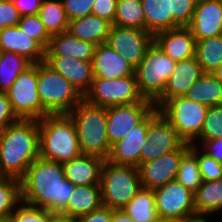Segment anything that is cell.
I'll return each instance as SVG.
<instances>
[{
  "mask_svg": "<svg viewBox=\"0 0 222 222\" xmlns=\"http://www.w3.org/2000/svg\"><path fill=\"white\" fill-rule=\"evenodd\" d=\"M197 0H168L169 13L180 26L187 27L192 19Z\"/></svg>",
  "mask_w": 222,
  "mask_h": 222,
  "instance_id": "60d3db41",
  "label": "cell"
},
{
  "mask_svg": "<svg viewBox=\"0 0 222 222\" xmlns=\"http://www.w3.org/2000/svg\"><path fill=\"white\" fill-rule=\"evenodd\" d=\"M97 45L82 41L68 31L51 36L45 56H67L82 61H91Z\"/></svg>",
  "mask_w": 222,
  "mask_h": 222,
  "instance_id": "cb8c5ba5",
  "label": "cell"
},
{
  "mask_svg": "<svg viewBox=\"0 0 222 222\" xmlns=\"http://www.w3.org/2000/svg\"><path fill=\"white\" fill-rule=\"evenodd\" d=\"M91 62L94 78L112 80L135 74V68L107 43L96 47Z\"/></svg>",
  "mask_w": 222,
  "mask_h": 222,
  "instance_id": "ffe728a7",
  "label": "cell"
},
{
  "mask_svg": "<svg viewBox=\"0 0 222 222\" xmlns=\"http://www.w3.org/2000/svg\"><path fill=\"white\" fill-rule=\"evenodd\" d=\"M32 63L13 52H0V92H6Z\"/></svg>",
  "mask_w": 222,
  "mask_h": 222,
  "instance_id": "d6a6232c",
  "label": "cell"
},
{
  "mask_svg": "<svg viewBox=\"0 0 222 222\" xmlns=\"http://www.w3.org/2000/svg\"><path fill=\"white\" fill-rule=\"evenodd\" d=\"M159 218L185 222L196 216L194 193L176 180L153 189Z\"/></svg>",
  "mask_w": 222,
  "mask_h": 222,
  "instance_id": "7c38bea8",
  "label": "cell"
},
{
  "mask_svg": "<svg viewBox=\"0 0 222 222\" xmlns=\"http://www.w3.org/2000/svg\"><path fill=\"white\" fill-rule=\"evenodd\" d=\"M17 26L46 50L51 36L48 34L38 15L21 16Z\"/></svg>",
  "mask_w": 222,
  "mask_h": 222,
  "instance_id": "f35d334b",
  "label": "cell"
},
{
  "mask_svg": "<svg viewBox=\"0 0 222 222\" xmlns=\"http://www.w3.org/2000/svg\"><path fill=\"white\" fill-rule=\"evenodd\" d=\"M21 180V202L58 214L75 186L66 180L63 165L38 157Z\"/></svg>",
  "mask_w": 222,
  "mask_h": 222,
  "instance_id": "6da1fadb",
  "label": "cell"
},
{
  "mask_svg": "<svg viewBox=\"0 0 222 222\" xmlns=\"http://www.w3.org/2000/svg\"><path fill=\"white\" fill-rule=\"evenodd\" d=\"M95 0H62L68 20H74L92 14Z\"/></svg>",
  "mask_w": 222,
  "mask_h": 222,
  "instance_id": "b9f144b4",
  "label": "cell"
},
{
  "mask_svg": "<svg viewBox=\"0 0 222 222\" xmlns=\"http://www.w3.org/2000/svg\"><path fill=\"white\" fill-rule=\"evenodd\" d=\"M117 2L118 0H95L92 7V14L114 24Z\"/></svg>",
  "mask_w": 222,
  "mask_h": 222,
  "instance_id": "ee69618b",
  "label": "cell"
},
{
  "mask_svg": "<svg viewBox=\"0 0 222 222\" xmlns=\"http://www.w3.org/2000/svg\"><path fill=\"white\" fill-rule=\"evenodd\" d=\"M201 145L199 148L216 161L222 163V135L215 140H205Z\"/></svg>",
  "mask_w": 222,
  "mask_h": 222,
  "instance_id": "7dc6e473",
  "label": "cell"
},
{
  "mask_svg": "<svg viewBox=\"0 0 222 222\" xmlns=\"http://www.w3.org/2000/svg\"><path fill=\"white\" fill-rule=\"evenodd\" d=\"M52 222H75V219L56 214Z\"/></svg>",
  "mask_w": 222,
  "mask_h": 222,
  "instance_id": "f907efd6",
  "label": "cell"
},
{
  "mask_svg": "<svg viewBox=\"0 0 222 222\" xmlns=\"http://www.w3.org/2000/svg\"><path fill=\"white\" fill-rule=\"evenodd\" d=\"M196 157L203 181H215L222 178V163L210 157L199 146L190 144L189 149Z\"/></svg>",
  "mask_w": 222,
  "mask_h": 222,
  "instance_id": "8d00e7d4",
  "label": "cell"
},
{
  "mask_svg": "<svg viewBox=\"0 0 222 222\" xmlns=\"http://www.w3.org/2000/svg\"><path fill=\"white\" fill-rule=\"evenodd\" d=\"M184 143L169 120L155 108L148 115V131L141 150L140 165L173 152Z\"/></svg>",
  "mask_w": 222,
  "mask_h": 222,
  "instance_id": "8fae6325",
  "label": "cell"
},
{
  "mask_svg": "<svg viewBox=\"0 0 222 222\" xmlns=\"http://www.w3.org/2000/svg\"><path fill=\"white\" fill-rule=\"evenodd\" d=\"M145 30L153 36L158 32L180 27L169 13L168 0H141Z\"/></svg>",
  "mask_w": 222,
  "mask_h": 222,
  "instance_id": "83f0119b",
  "label": "cell"
},
{
  "mask_svg": "<svg viewBox=\"0 0 222 222\" xmlns=\"http://www.w3.org/2000/svg\"><path fill=\"white\" fill-rule=\"evenodd\" d=\"M153 41L175 62L195 57L196 39L188 27L158 32Z\"/></svg>",
  "mask_w": 222,
  "mask_h": 222,
  "instance_id": "44dd1931",
  "label": "cell"
},
{
  "mask_svg": "<svg viewBox=\"0 0 222 222\" xmlns=\"http://www.w3.org/2000/svg\"><path fill=\"white\" fill-rule=\"evenodd\" d=\"M20 17L21 15L15 8L14 2L0 0V30L6 27L17 26Z\"/></svg>",
  "mask_w": 222,
  "mask_h": 222,
  "instance_id": "7bdbcfd3",
  "label": "cell"
},
{
  "mask_svg": "<svg viewBox=\"0 0 222 222\" xmlns=\"http://www.w3.org/2000/svg\"><path fill=\"white\" fill-rule=\"evenodd\" d=\"M209 107L178 96L168 99L160 108V112L169 120L180 138L188 144L196 143L201 134Z\"/></svg>",
  "mask_w": 222,
  "mask_h": 222,
  "instance_id": "ba28073f",
  "label": "cell"
},
{
  "mask_svg": "<svg viewBox=\"0 0 222 222\" xmlns=\"http://www.w3.org/2000/svg\"><path fill=\"white\" fill-rule=\"evenodd\" d=\"M111 222H134L123 210H112Z\"/></svg>",
  "mask_w": 222,
  "mask_h": 222,
  "instance_id": "681fc988",
  "label": "cell"
},
{
  "mask_svg": "<svg viewBox=\"0 0 222 222\" xmlns=\"http://www.w3.org/2000/svg\"><path fill=\"white\" fill-rule=\"evenodd\" d=\"M195 58L204 73H212L222 63V35L196 41Z\"/></svg>",
  "mask_w": 222,
  "mask_h": 222,
  "instance_id": "1f68e13d",
  "label": "cell"
},
{
  "mask_svg": "<svg viewBox=\"0 0 222 222\" xmlns=\"http://www.w3.org/2000/svg\"><path fill=\"white\" fill-rule=\"evenodd\" d=\"M153 102L143 99L127 105H117L107 108V135L112 146L123 139L128 132L140 124L153 110Z\"/></svg>",
  "mask_w": 222,
  "mask_h": 222,
  "instance_id": "4fadbf2b",
  "label": "cell"
},
{
  "mask_svg": "<svg viewBox=\"0 0 222 222\" xmlns=\"http://www.w3.org/2000/svg\"><path fill=\"white\" fill-rule=\"evenodd\" d=\"M187 27L196 41L222 35V0H197Z\"/></svg>",
  "mask_w": 222,
  "mask_h": 222,
  "instance_id": "2e32d148",
  "label": "cell"
},
{
  "mask_svg": "<svg viewBox=\"0 0 222 222\" xmlns=\"http://www.w3.org/2000/svg\"><path fill=\"white\" fill-rule=\"evenodd\" d=\"M112 25L106 19L89 14L70 20L67 31L82 41L91 42L98 46L107 42Z\"/></svg>",
  "mask_w": 222,
  "mask_h": 222,
  "instance_id": "484cf974",
  "label": "cell"
},
{
  "mask_svg": "<svg viewBox=\"0 0 222 222\" xmlns=\"http://www.w3.org/2000/svg\"><path fill=\"white\" fill-rule=\"evenodd\" d=\"M148 131V116L127 135L112 145L108 161L119 165H140L142 146L145 143Z\"/></svg>",
  "mask_w": 222,
  "mask_h": 222,
  "instance_id": "d6986e66",
  "label": "cell"
},
{
  "mask_svg": "<svg viewBox=\"0 0 222 222\" xmlns=\"http://www.w3.org/2000/svg\"><path fill=\"white\" fill-rule=\"evenodd\" d=\"M41 3L42 0H16L14 5L21 16H26L37 15L40 10Z\"/></svg>",
  "mask_w": 222,
  "mask_h": 222,
  "instance_id": "c3c4849f",
  "label": "cell"
},
{
  "mask_svg": "<svg viewBox=\"0 0 222 222\" xmlns=\"http://www.w3.org/2000/svg\"><path fill=\"white\" fill-rule=\"evenodd\" d=\"M0 52H13L25 57L32 64L45 61V49L18 26L0 30Z\"/></svg>",
  "mask_w": 222,
  "mask_h": 222,
  "instance_id": "7402d4cb",
  "label": "cell"
},
{
  "mask_svg": "<svg viewBox=\"0 0 222 222\" xmlns=\"http://www.w3.org/2000/svg\"><path fill=\"white\" fill-rule=\"evenodd\" d=\"M134 222H154L158 214L153 189L141 187L123 208Z\"/></svg>",
  "mask_w": 222,
  "mask_h": 222,
  "instance_id": "f546056e",
  "label": "cell"
},
{
  "mask_svg": "<svg viewBox=\"0 0 222 222\" xmlns=\"http://www.w3.org/2000/svg\"><path fill=\"white\" fill-rule=\"evenodd\" d=\"M190 149V144L184 143L179 149L164 154L157 159L138 166L141 186L155 189L174 181L182 156Z\"/></svg>",
  "mask_w": 222,
  "mask_h": 222,
  "instance_id": "9a60e30c",
  "label": "cell"
},
{
  "mask_svg": "<svg viewBox=\"0 0 222 222\" xmlns=\"http://www.w3.org/2000/svg\"><path fill=\"white\" fill-rule=\"evenodd\" d=\"M0 222H10L9 218L8 219H1Z\"/></svg>",
  "mask_w": 222,
  "mask_h": 222,
  "instance_id": "11a10c76",
  "label": "cell"
},
{
  "mask_svg": "<svg viewBox=\"0 0 222 222\" xmlns=\"http://www.w3.org/2000/svg\"><path fill=\"white\" fill-rule=\"evenodd\" d=\"M68 80L84 97L93 83L92 62L67 56H45L44 61Z\"/></svg>",
  "mask_w": 222,
  "mask_h": 222,
  "instance_id": "e0dca14e",
  "label": "cell"
},
{
  "mask_svg": "<svg viewBox=\"0 0 222 222\" xmlns=\"http://www.w3.org/2000/svg\"><path fill=\"white\" fill-rule=\"evenodd\" d=\"M203 73L195 57L177 62L163 94L154 102L155 108L159 109L170 98L185 96Z\"/></svg>",
  "mask_w": 222,
  "mask_h": 222,
  "instance_id": "ac0fdd59",
  "label": "cell"
},
{
  "mask_svg": "<svg viewBox=\"0 0 222 222\" xmlns=\"http://www.w3.org/2000/svg\"><path fill=\"white\" fill-rule=\"evenodd\" d=\"M138 167L103 162L100 176L102 204L112 210L123 209L141 188Z\"/></svg>",
  "mask_w": 222,
  "mask_h": 222,
  "instance_id": "5b68a950",
  "label": "cell"
},
{
  "mask_svg": "<svg viewBox=\"0 0 222 222\" xmlns=\"http://www.w3.org/2000/svg\"><path fill=\"white\" fill-rule=\"evenodd\" d=\"M37 15L50 36L67 32L69 20L62 0H42Z\"/></svg>",
  "mask_w": 222,
  "mask_h": 222,
  "instance_id": "4dcf8cb0",
  "label": "cell"
},
{
  "mask_svg": "<svg viewBox=\"0 0 222 222\" xmlns=\"http://www.w3.org/2000/svg\"><path fill=\"white\" fill-rule=\"evenodd\" d=\"M208 219H210V218L205 217V216H197V217L189 219V220H187L185 222H209Z\"/></svg>",
  "mask_w": 222,
  "mask_h": 222,
  "instance_id": "f5cc1de1",
  "label": "cell"
},
{
  "mask_svg": "<svg viewBox=\"0 0 222 222\" xmlns=\"http://www.w3.org/2000/svg\"><path fill=\"white\" fill-rule=\"evenodd\" d=\"M102 205L100 184L78 185L71 193L67 205L58 214L75 219L91 213Z\"/></svg>",
  "mask_w": 222,
  "mask_h": 222,
  "instance_id": "d4e9b609",
  "label": "cell"
},
{
  "mask_svg": "<svg viewBox=\"0 0 222 222\" xmlns=\"http://www.w3.org/2000/svg\"><path fill=\"white\" fill-rule=\"evenodd\" d=\"M152 42L153 35L146 30L112 25L106 43L136 69Z\"/></svg>",
  "mask_w": 222,
  "mask_h": 222,
  "instance_id": "5bb4252c",
  "label": "cell"
},
{
  "mask_svg": "<svg viewBox=\"0 0 222 222\" xmlns=\"http://www.w3.org/2000/svg\"><path fill=\"white\" fill-rule=\"evenodd\" d=\"M154 222H178V221L172 219L158 218Z\"/></svg>",
  "mask_w": 222,
  "mask_h": 222,
  "instance_id": "db71d44e",
  "label": "cell"
},
{
  "mask_svg": "<svg viewBox=\"0 0 222 222\" xmlns=\"http://www.w3.org/2000/svg\"><path fill=\"white\" fill-rule=\"evenodd\" d=\"M75 123L81 154L107 160L111 148L107 135V108L95 106L85 99L68 114Z\"/></svg>",
  "mask_w": 222,
  "mask_h": 222,
  "instance_id": "277c9868",
  "label": "cell"
},
{
  "mask_svg": "<svg viewBox=\"0 0 222 222\" xmlns=\"http://www.w3.org/2000/svg\"><path fill=\"white\" fill-rule=\"evenodd\" d=\"M176 63L153 41L135 69L137 87L141 96L155 102L164 92Z\"/></svg>",
  "mask_w": 222,
  "mask_h": 222,
  "instance_id": "52a82bcc",
  "label": "cell"
},
{
  "mask_svg": "<svg viewBox=\"0 0 222 222\" xmlns=\"http://www.w3.org/2000/svg\"><path fill=\"white\" fill-rule=\"evenodd\" d=\"M37 91L43 108L50 115L69 114L84 99L68 80L45 62L38 63Z\"/></svg>",
  "mask_w": 222,
  "mask_h": 222,
  "instance_id": "8992f818",
  "label": "cell"
},
{
  "mask_svg": "<svg viewBox=\"0 0 222 222\" xmlns=\"http://www.w3.org/2000/svg\"><path fill=\"white\" fill-rule=\"evenodd\" d=\"M21 203V180L0 176V220L8 219Z\"/></svg>",
  "mask_w": 222,
  "mask_h": 222,
  "instance_id": "836d02e7",
  "label": "cell"
},
{
  "mask_svg": "<svg viewBox=\"0 0 222 222\" xmlns=\"http://www.w3.org/2000/svg\"><path fill=\"white\" fill-rule=\"evenodd\" d=\"M194 209L196 216L205 217L222 211V178L202 182L194 192Z\"/></svg>",
  "mask_w": 222,
  "mask_h": 222,
  "instance_id": "4316f807",
  "label": "cell"
},
{
  "mask_svg": "<svg viewBox=\"0 0 222 222\" xmlns=\"http://www.w3.org/2000/svg\"><path fill=\"white\" fill-rule=\"evenodd\" d=\"M38 63L20 73L6 91L12 109L19 119H35L50 115L42 106L38 91Z\"/></svg>",
  "mask_w": 222,
  "mask_h": 222,
  "instance_id": "9c48e42d",
  "label": "cell"
},
{
  "mask_svg": "<svg viewBox=\"0 0 222 222\" xmlns=\"http://www.w3.org/2000/svg\"><path fill=\"white\" fill-rule=\"evenodd\" d=\"M221 135H222V104L209 107L197 143L200 145L205 140H215L219 138Z\"/></svg>",
  "mask_w": 222,
  "mask_h": 222,
  "instance_id": "ab89813d",
  "label": "cell"
},
{
  "mask_svg": "<svg viewBox=\"0 0 222 222\" xmlns=\"http://www.w3.org/2000/svg\"><path fill=\"white\" fill-rule=\"evenodd\" d=\"M39 149L41 158L61 164L81 155L76 126L68 114L39 120Z\"/></svg>",
  "mask_w": 222,
  "mask_h": 222,
  "instance_id": "3957f363",
  "label": "cell"
},
{
  "mask_svg": "<svg viewBox=\"0 0 222 222\" xmlns=\"http://www.w3.org/2000/svg\"><path fill=\"white\" fill-rule=\"evenodd\" d=\"M185 96L207 107L221 105L222 83L212 73H203Z\"/></svg>",
  "mask_w": 222,
  "mask_h": 222,
  "instance_id": "f1b7e54d",
  "label": "cell"
},
{
  "mask_svg": "<svg viewBox=\"0 0 222 222\" xmlns=\"http://www.w3.org/2000/svg\"><path fill=\"white\" fill-rule=\"evenodd\" d=\"M56 213L21 202L9 217L10 222H52Z\"/></svg>",
  "mask_w": 222,
  "mask_h": 222,
  "instance_id": "74e56055",
  "label": "cell"
},
{
  "mask_svg": "<svg viewBox=\"0 0 222 222\" xmlns=\"http://www.w3.org/2000/svg\"><path fill=\"white\" fill-rule=\"evenodd\" d=\"M104 161L103 158L95 155L81 154L62 164L65 178L74 186L100 184Z\"/></svg>",
  "mask_w": 222,
  "mask_h": 222,
  "instance_id": "603a6c76",
  "label": "cell"
},
{
  "mask_svg": "<svg viewBox=\"0 0 222 222\" xmlns=\"http://www.w3.org/2000/svg\"><path fill=\"white\" fill-rule=\"evenodd\" d=\"M113 25L145 30V17L141 0H118Z\"/></svg>",
  "mask_w": 222,
  "mask_h": 222,
  "instance_id": "e575fe53",
  "label": "cell"
},
{
  "mask_svg": "<svg viewBox=\"0 0 222 222\" xmlns=\"http://www.w3.org/2000/svg\"><path fill=\"white\" fill-rule=\"evenodd\" d=\"M38 157L39 120L19 119L0 132V176L21 179Z\"/></svg>",
  "mask_w": 222,
  "mask_h": 222,
  "instance_id": "7a4b0ae2",
  "label": "cell"
},
{
  "mask_svg": "<svg viewBox=\"0 0 222 222\" xmlns=\"http://www.w3.org/2000/svg\"><path fill=\"white\" fill-rule=\"evenodd\" d=\"M112 209L102 205L91 213L75 218V222H111Z\"/></svg>",
  "mask_w": 222,
  "mask_h": 222,
  "instance_id": "bcb514c9",
  "label": "cell"
},
{
  "mask_svg": "<svg viewBox=\"0 0 222 222\" xmlns=\"http://www.w3.org/2000/svg\"><path fill=\"white\" fill-rule=\"evenodd\" d=\"M6 92H0V132L10 124L18 121Z\"/></svg>",
  "mask_w": 222,
  "mask_h": 222,
  "instance_id": "f6af8a7d",
  "label": "cell"
},
{
  "mask_svg": "<svg viewBox=\"0 0 222 222\" xmlns=\"http://www.w3.org/2000/svg\"><path fill=\"white\" fill-rule=\"evenodd\" d=\"M175 180L193 193L202 184L197 157L190 150L182 156Z\"/></svg>",
  "mask_w": 222,
  "mask_h": 222,
  "instance_id": "d590c367",
  "label": "cell"
},
{
  "mask_svg": "<svg viewBox=\"0 0 222 222\" xmlns=\"http://www.w3.org/2000/svg\"><path fill=\"white\" fill-rule=\"evenodd\" d=\"M212 74L222 83V63L212 72Z\"/></svg>",
  "mask_w": 222,
  "mask_h": 222,
  "instance_id": "816d5d0a",
  "label": "cell"
},
{
  "mask_svg": "<svg viewBox=\"0 0 222 222\" xmlns=\"http://www.w3.org/2000/svg\"><path fill=\"white\" fill-rule=\"evenodd\" d=\"M84 99L95 106L112 107L141 102L136 74L117 79L94 78L90 91Z\"/></svg>",
  "mask_w": 222,
  "mask_h": 222,
  "instance_id": "30bf717a",
  "label": "cell"
}]
</instances>
